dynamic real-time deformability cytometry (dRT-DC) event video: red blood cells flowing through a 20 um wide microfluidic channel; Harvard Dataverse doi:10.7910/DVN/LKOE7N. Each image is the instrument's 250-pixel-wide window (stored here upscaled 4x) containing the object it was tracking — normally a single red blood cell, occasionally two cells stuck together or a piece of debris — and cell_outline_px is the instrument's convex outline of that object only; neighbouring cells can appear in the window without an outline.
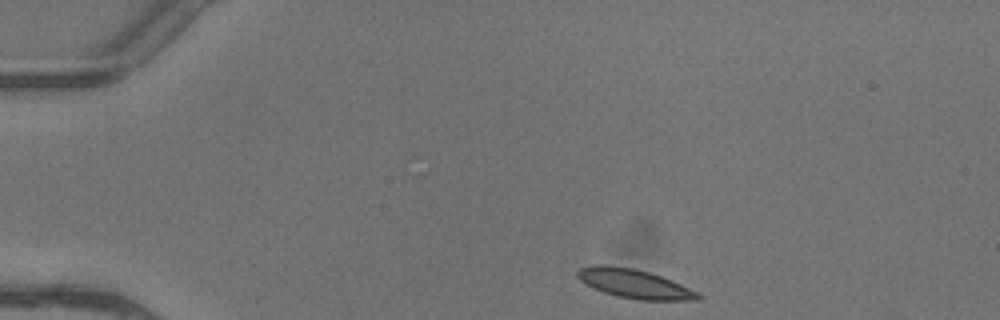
{"species": "common noctule bat (a hibernating species)", "species_latin": "Nyctalus noctula", "temperature_condition": "warm", "stored_images_in_passage": 2, "camera_frame_rate_fps": 3000, "um_per_image_px": 0.085, "animal": {"sex": "female"}, "frame": {"image": 1, "passage_image": 1, "time_ms": 0.0, "image_size_px": [1000, 320], "cell_outline_px": [[704, 296], [700, 300], [640, 300], [616, 296], [592, 288], [580, 280], [576, 276], [576, 272], [580, 268], [592, 264], [608, 264], [632, 268], [648, 272], [672, 280]], "centroid_in_image_um": [53.88, 24.11], "position_along_channel_um": 31.1, "area_um2": 20.46}}